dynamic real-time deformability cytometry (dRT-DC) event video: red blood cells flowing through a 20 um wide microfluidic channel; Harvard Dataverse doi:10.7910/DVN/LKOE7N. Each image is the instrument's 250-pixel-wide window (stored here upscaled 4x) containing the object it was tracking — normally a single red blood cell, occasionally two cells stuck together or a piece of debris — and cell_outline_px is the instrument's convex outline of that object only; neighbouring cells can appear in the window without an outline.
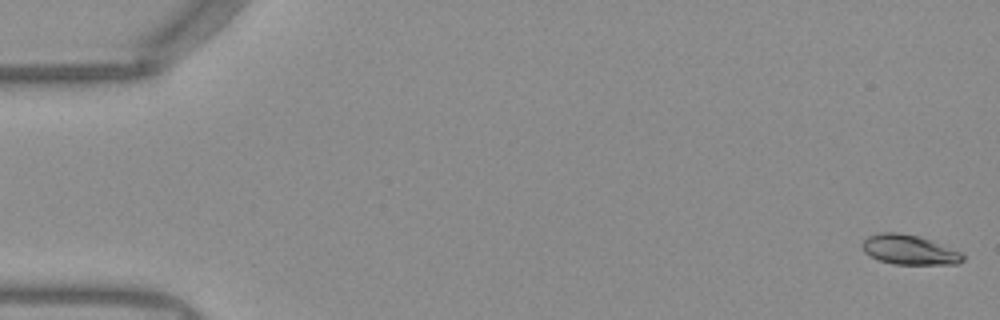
{"species": "Egyptian fruit bat (a non-hibernating species)", "species_latin": "Rousettus aegyptiacus", "temperature_condition": "warm", "stored_images_in_passage": 52, "camera_frame_rate_fps": 3000, "um_per_image_px": 0.085, "frame": {"image": 1, "passage_image": 1, "time_ms": 0.0, "image_size_px": [1000, 320], "cell_outline_px": [[964, 260], [956, 264], [892, 264], [880, 260], [864, 252], [860, 244], [868, 236], [880, 232], [896, 232], [920, 236], [932, 240], [964, 252]], "centroid_in_image_um": [77.32, 21.22], "position_along_channel_um": 7.7, "area_um2": 17.63}}
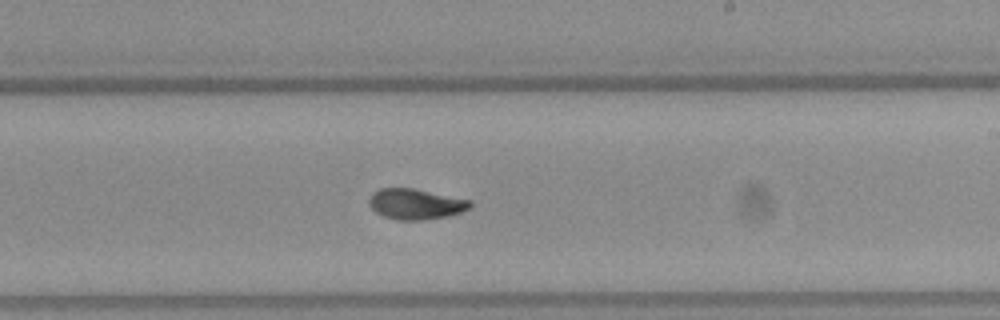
{"frame": {"image": 2, "passage_image": 31, "time_ms": 10.0, "image_size_px": [1000, 320], "cell_outline_px": [[472, 208], [464, 212], [448, 216], [424, 220], [396, 220], [384, 216], [376, 212], [368, 204], [368, 200], [372, 192], [380, 188], [412, 188], [472, 200]], "centroid_in_image_um": [35.36, 17.35], "position_along_channel_um": 253.6, "area_um2": 18.26}}
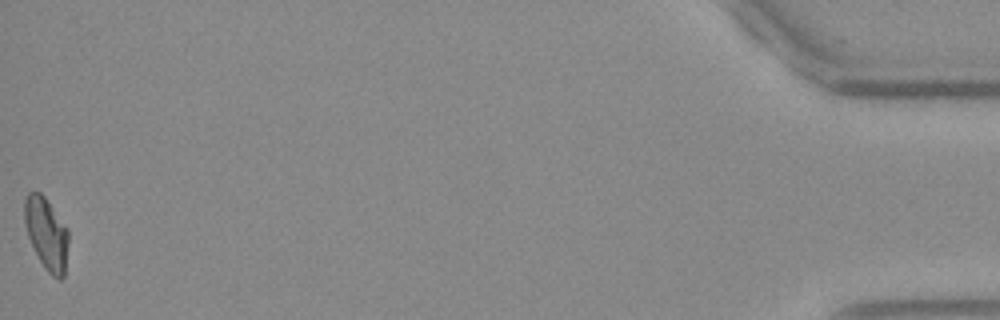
{"frame": {"image": 3, "passage_image": 52, "time_ms": 17.0, "image_size_px": [1000, 320], "cell_outline_px": [[68, 244], [64, 276], [60, 280], [52, 276], [48, 272], [40, 260], [28, 236], [24, 224], [24, 200], [28, 192], [40, 192], [44, 196], [68, 228]], "centroid_in_image_um": [3.95, 19.84], "position_along_channel_um": 431.2, "area_um2": 18.38}, "authors_computed_cell_mechanics": {"area_um2": 17.8602, "velocity_mm_per_s": 3.9383, "shape_relaxation_time_tau1_ms": 3.8446, "shape_relaxation_time_tau2_ms": 1.5458, "deformation_change_tau1": 0.1563, "deformation_change_tau2": 0.0562}}